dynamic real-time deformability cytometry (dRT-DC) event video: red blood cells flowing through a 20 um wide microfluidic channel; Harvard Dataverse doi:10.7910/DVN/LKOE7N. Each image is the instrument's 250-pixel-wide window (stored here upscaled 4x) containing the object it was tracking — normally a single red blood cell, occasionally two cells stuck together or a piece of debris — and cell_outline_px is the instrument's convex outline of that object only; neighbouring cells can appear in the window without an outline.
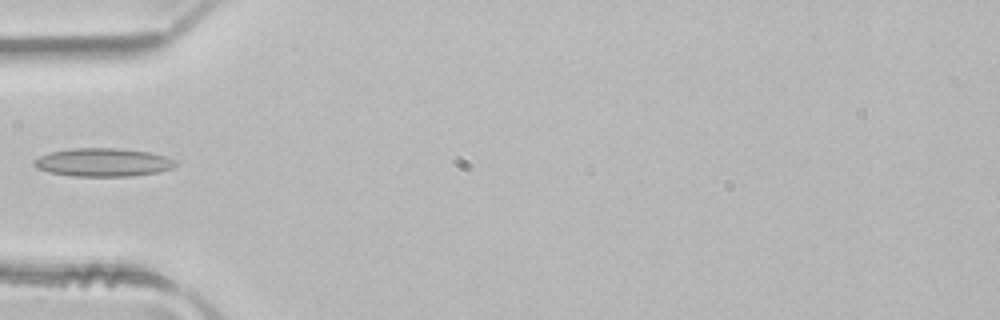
{"species": "common noctule bat (a hibernating species)", "species_latin": "Nyctalus noctula", "temperature_condition": "room temperature", "stored_images_in_passage": 1, "camera_frame_rate_fps": 3000, "um_per_image_px": 0.085, "animal": {"sex": "male", "body_mass_g": 21.5, "forearm_length_mm": 52.0}, "frame": {"image": 1, "passage_image": 1, "time_ms": 0.0, "image_size_px": [1000, 320], "cell_outline_px": [[176, 164], [172, 168], [160, 172], [132, 176], [72, 176], [48, 172], [36, 168], [32, 164], [32, 160], [40, 156], [52, 152], [72, 148], [120, 148], [148, 152], [164, 156], [176, 160]], "centroid_in_image_um": [8.74, 13.8], "position_along_channel_um": 76.3, "area_um2": 23.41}}